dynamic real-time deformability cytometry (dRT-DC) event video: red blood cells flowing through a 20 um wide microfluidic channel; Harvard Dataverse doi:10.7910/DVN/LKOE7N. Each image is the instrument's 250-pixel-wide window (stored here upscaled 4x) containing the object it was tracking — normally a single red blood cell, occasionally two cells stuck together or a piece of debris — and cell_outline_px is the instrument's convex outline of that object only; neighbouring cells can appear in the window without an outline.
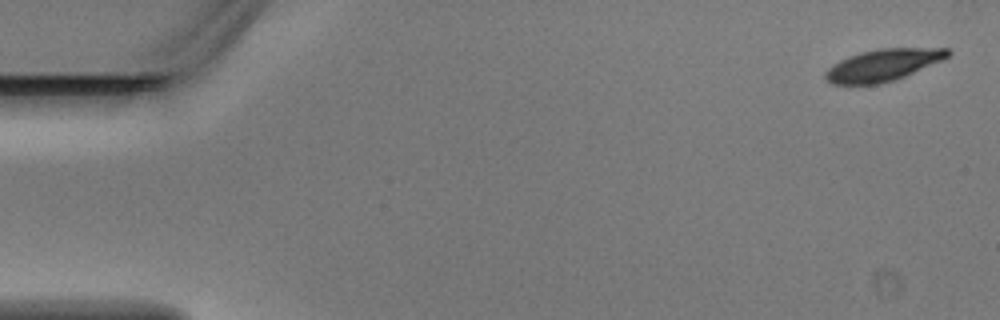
{"species": "Egyptian fruit bat (a non-hibernating species)", "species_latin": "Rousettus aegyptiacus", "temperature_condition": "warm", "stored_images_in_passage": 4, "camera_frame_rate_fps": 3000, "um_per_image_px": 0.085, "animal": {"sex": "male"}, "frame": {"image": 1, "passage_image": 1, "time_ms": 0.0, "image_size_px": [1000, 320], "cell_outline_px": [[952, 52], [948, 56], [940, 60], [904, 76], [892, 80], [876, 84], [832, 84], [824, 76], [824, 72], [828, 68], [840, 60], [848, 56], [860, 52], [880, 48], [948, 48]], "centroid_in_image_um": [75.02, 5.51], "position_along_channel_um": 10.0, "area_um2": 22.31}}